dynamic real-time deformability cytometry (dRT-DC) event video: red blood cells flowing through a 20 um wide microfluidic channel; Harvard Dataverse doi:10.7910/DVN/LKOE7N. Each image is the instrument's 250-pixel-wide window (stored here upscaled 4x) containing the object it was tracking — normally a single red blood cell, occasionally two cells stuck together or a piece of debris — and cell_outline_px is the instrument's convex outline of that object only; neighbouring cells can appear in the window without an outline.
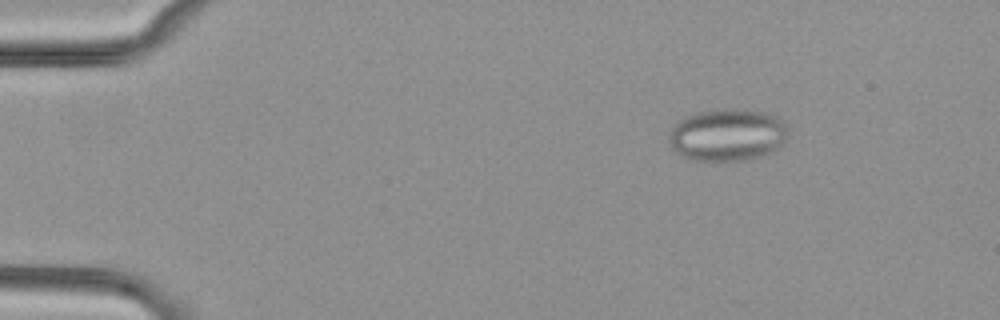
{"species": "common noctule bat (a hibernating species)", "species_latin": "Nyctalus noctula", "temperature_condition": "cold", "stored_images_in_passage": 25, "camera_frame_rate_fps": 3000, "um_per_image_px": 0.085, "animal": {"sex": "female", "body_mass_g": 29.2, "forearm_length_mm": 56.3}, "frame": {"image": 1, "passage_image": 8, "time_ms": 2.333, "image_size_px": [1000, 320], "cell_outline_px": [[788, 136], [784, 144], [764, 156], [740, 160], [696, 160], [684, 156], [676, 152], [668, 144], [668, 136], [672, 128], [684, 116], [696, 112], [712, 108], [728, 108], [768, 112], [784, 120], [788, 132]], "centroid_in_image_um": [61.85, 11.44], "position_along_channel_um": 23.1, "area_um2": 36.82}}
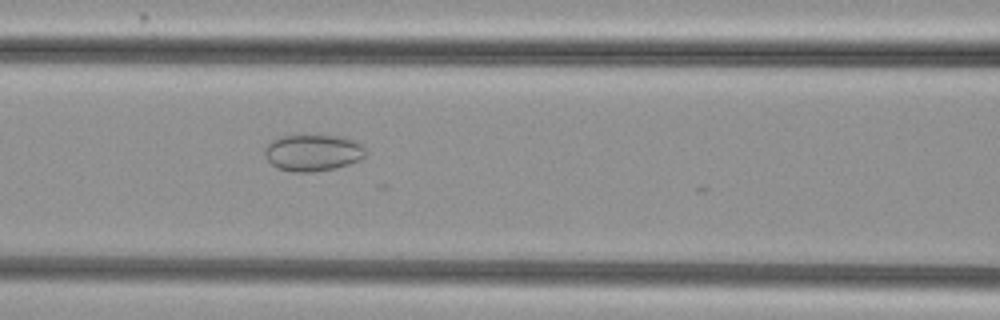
{"frame": {"image": 2, "passage_image": 24, "time_ms": 7.667, "image_size_px": [1000, 320], "cell_outline_px": [[364, 156], [360, 160], [336, 168], [312, 172], [292, 172], [276, 168], [264, 156], [264, 148], [272, 140], [280, 136], [344, 136], [360, 144], [364, 148]], "centroid_in_image_um": [26.55, 12.99], "position_along_channel_um": 140.0, "area_um2": 21.44}}